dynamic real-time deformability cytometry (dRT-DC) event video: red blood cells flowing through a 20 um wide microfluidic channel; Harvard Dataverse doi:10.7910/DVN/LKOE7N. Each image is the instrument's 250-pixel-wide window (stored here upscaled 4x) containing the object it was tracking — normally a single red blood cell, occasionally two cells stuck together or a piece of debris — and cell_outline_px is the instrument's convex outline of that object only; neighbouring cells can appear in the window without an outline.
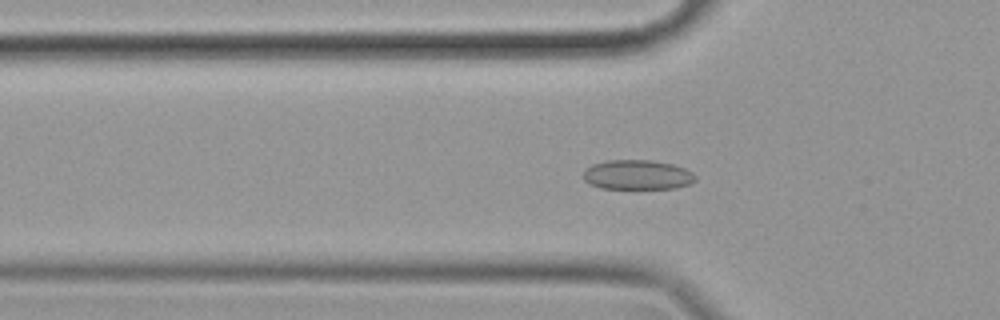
{"species": "common noctule bat (a hibernating species)", "species_latin": "Nyctalus noctula", "temperature_condition": "cold", "stored_images_in_passage": 49, "camera_frame_rate_fps": 3000, "um_per_image_px": 0.085, "animal": {"sex": "female", "body_mass_g": 19.9}, "frame": {"image": 1, "passage_image": 16, "time_ms": 5.0, "image_size_px": [1000, 320], "cell_outline_px": [[696, 180], [688, 184], [676, 188], [600, 188], [588, 184], [584, 180], [584, 172], [592, 164], [608, 160], [652, 160], [672, 164], [684, 168], [692, 172], [696, 176]], "centroid_in_image_um": [54.18, 14.85], "position_along_channel_um": 71.6, "area_um2": 19.31}}
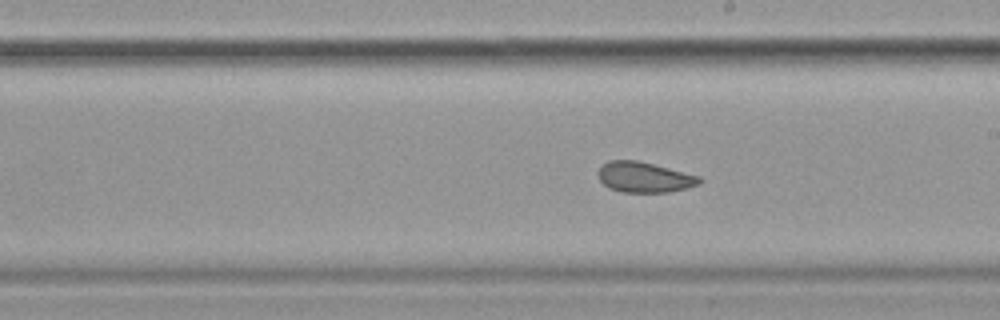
{"frame": {"image": 2, "passage_image": 30, "time_ms": 9.667, "image_size_px": [1000, 320], "cell_outline_px": [[704, 180], [700, 184], [668, 192], [620, 192], [608, 188], [600, 180], [596, 172], [608, 160], [636, 160], [700, 176]], "centroid_in_image_um": [54.75, 15.07], "position_along_channel_um": 234.3, "area_um2": 17.92}}
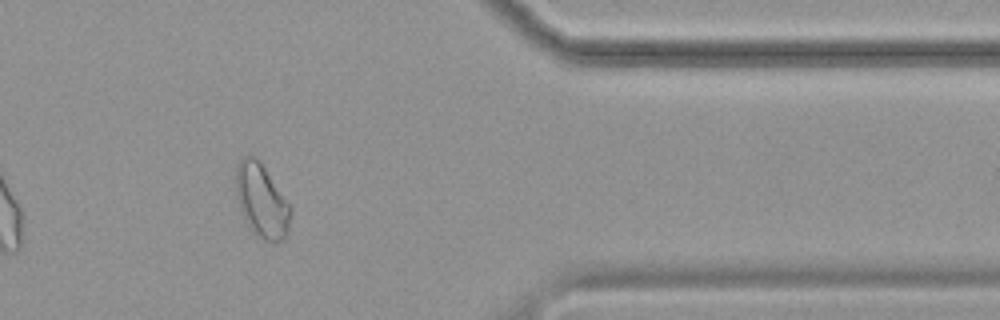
{"frame": {"image": 3, "passage_image": 45, "time_ms": 14.667, "image_size_px": [1000, 320], "cell_outline_px": [[292, 208], [288, 232], [280, 240], [272, 244], [256, 236], [248, 228], [244, 220], [236, 196], [236, 164], [244, 156], [252, 156], [260, 160]], "centroid_in_image_um": [22.23, 17.09], "position_along_channel_um": 389.2, "area_um2": 23.7}, "authors_computed_cell_mechanics": {"area_um2": 19.3052, "velocity_mm_per_s": 3.4861, "shape_relaxation_time_tau1_ms": null, "shape_relaxation_time_tau2_ms": 2.0458, "deformation_change_tau1": null, "deformation_change_tau2": 0.0506}}